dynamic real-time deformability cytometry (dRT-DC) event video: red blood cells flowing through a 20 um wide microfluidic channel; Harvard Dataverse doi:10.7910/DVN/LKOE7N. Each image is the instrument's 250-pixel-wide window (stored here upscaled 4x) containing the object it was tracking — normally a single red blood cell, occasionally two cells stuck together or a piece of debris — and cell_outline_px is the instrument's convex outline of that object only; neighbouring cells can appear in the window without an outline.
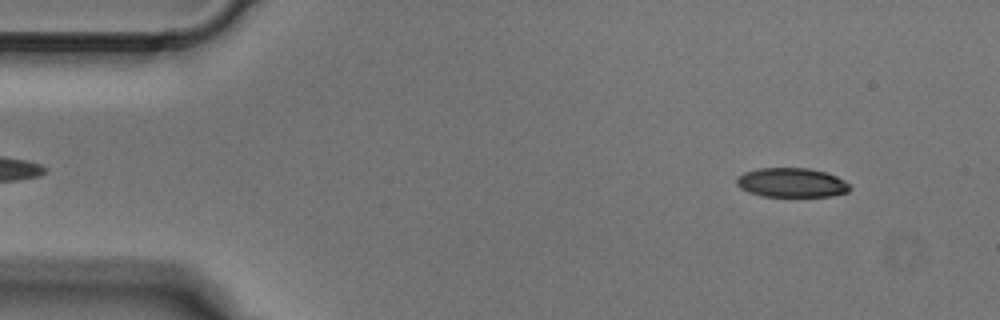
{"species": "Egyptian fruit bat (a non-hibernating species)", "species_latin": "Rousettus aegyptiacus", "temperature_condition": "cold", "stored_images_in_passage": 5, "segment_of_instrument_passage": [2, 2], "camera_frame_rate_fps": 3000, "um_per_image_px": 0.085, "animal": {"sex": "male"}, "frame": {"image": 1, "passage_image": 5, "time_ms": 1.333, "image_size_px": [1000, 320], "cell_outline_px": [[852, 188], [848, 192], [832, 196], [764, 196], [748, 192], [740, 188], [736, 184], [736, 176], [744, 172], [760, 168], [808, 168], [824, 172], [836, 176], [844, 180]], "centroid_in_image_um": [67.27, 15.52], "position_along_channel_um": 17.7, "area_um2": 19.36}}